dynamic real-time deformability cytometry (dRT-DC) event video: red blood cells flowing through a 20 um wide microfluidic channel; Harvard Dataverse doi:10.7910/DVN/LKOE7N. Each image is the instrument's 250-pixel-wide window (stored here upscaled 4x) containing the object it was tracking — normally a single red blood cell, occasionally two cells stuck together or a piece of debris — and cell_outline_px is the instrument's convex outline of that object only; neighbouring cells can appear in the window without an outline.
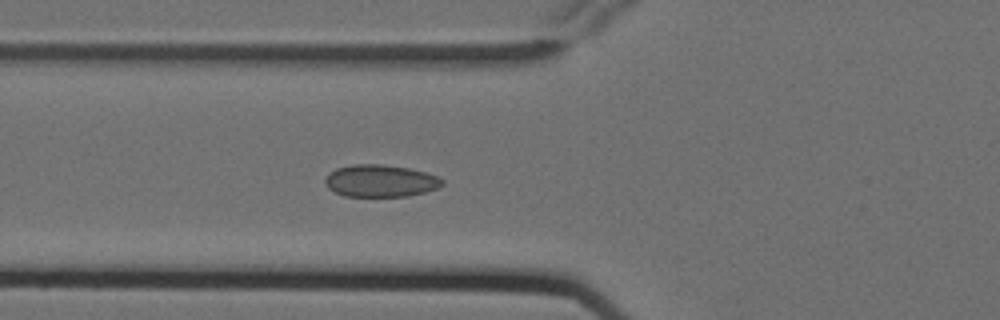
{"species": "Egyptian fruit bat (a non-hibernating species)", "species_latin": "Rousettus aegyptiacus", "temperature_condition": "cold", "stored_images_in_passage": 7, "camera_frame_rate_fps": 3000, "um_per_image_px": 0.085, "animal": {"sex": "female"}, "frame": {"image": 1, "passage_image": 7, "time_ms": 2.0, "image_size_px": [1000, 320], "cell_outline_px": [[444, 184], [440, 188], [408, 196], [344, 196], [328, 188], [324, 184], [324, 180], [328, 172], [336, 168], [352, 164], [380, 164], [408, 168], [424, 172], [436, 176], [444, 180]], "centroid_in_image_um": [32.31, 15.37], "position_along_channel_um": 93.5, "area_um2": 22.08}}